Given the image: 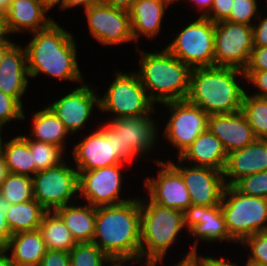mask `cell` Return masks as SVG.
<instances>
[{
    "mask_svg": "<svg viewBox=\"0 0 267 266\" xmlns=\"http://www.w3.org/2000/svg\"><path fill=\"white\" fill-rule=\"evenodd\" d=\"M25 51L29 77L43 73L61 80L82 81L74 38L55 21L48 28L34 32Z\"/></svg>",
    "mask_w": 267,
    "mask_h": 266,
    "instance_id": "1",
    "label": "cell"
},
{
    "mask_svg": "<svg viewBox=\"0 0 267 266\" xmlns=\"http://www.w3.org/2000/svg\"><path fill=\"white\" fill-rule=\"evenodd\" d=\"M140 198L96 208L95 243L108 257L140 256Z\"/></svg>",
    "mask_w": 267,
    "mask_h": 266,
    "instance_id": "2",
    "label": "cell"
},
{
    "mask_svg": "<svg viewBox=\"0 0 267 266\" xmlns=\"http://www.w3.org/2000/svg\"><path fill=\"white\" fill-rule=\"evenodd\" d=\"M238 75L245 78L244 70L223 66L193 68L186 100L209 116L241 111L246 91L238 85Z\"/></svg>",
    "mask_w": 267,
    "mask_h": 266,
    "instance_id": "3",
    "label": "cell"
},
{
    "mask_svg": "<svg viewBox=\"0 0 267 266\" xmlns=\"http://www.w3.org/2000/svg\"><path fill=\"white\" fill-rule=\"evenodd\" d=\"M140 53L141 68L137 75L146 92L151 91L147 93L149 99L158 104L186 100L192 69L166 48L155 53L143 50Z\"/></svg>",
    "mask_w": 267,
    "mask_h": 266,
    "instance_id": "4",
    "label": "cell"
},
{
    "mask_svg": "<svg viewBox=\"0 0 267 266\" xmlns=\"http://www.w3.org/2000/svg\"><path fill=\"white\" fill-rule=\"evenodd\" d=\"M148 201L140 199V255L146 259V266H156L185 227L184 212Z\"/></svg>",
    "mask_w": 267,
    "mask_h": 266,
    "instance_id": "5",
    "label": "cell"
},
{
    "mask_svg": "<svg viewBox=\"0 0 267 266\" xmlns=\"http://www.w3.org/2000/svg\"><path fill=\"white\" fill-rule=\"evenodd\" d=\"M220 207L235 242L241 243L248 236L267 231V198L247 196L226 185Z\"/></svg>",
    "mask_w": 267,
    "mask_h": 266,
    "instance_id": "6",
    "label": "cell"
},
{
    "mask_svg": "<svg viewBox=\"0 0 267 266\" xmlns=\"http://www.w3.org/2000/svg\"><path fill=\"white\" fill-rule=\"evenodd\" d=\"M150 113L137 117L112 118L102 125L114 137L116 156L123 163L145 155L156 142L157 129Z\"/></svg>",
    "mask_w": 267,
    "mask_h": 266,
    "instance_id": "7",
    "label": "cell"
},
{
    "mask_svg": "<svg viewBox=\"0 0 267 266\" xmlns=\"http://www.w3.org/2000/svg\"><path fill=\"white\" fill-rule=\"evenodd\" d=\"M215 23L205 16L184 27L166 49L191 69L215 66Z\"/></svg>",
    "mask_w": 267,
    "mask_h": 266,
    "instance_id": "8",
    "label": "cell"
},
{
    "mask_svg": "<svg viewBox=\"0 0 267 266\" xmlns=\"http://www.w3.org/2000/svg\"><path fill=\"white\" fill-rule=\"evenodd\" d=\"M116 77L105 95L99 98V109L115 113V118L144 116L154 112L137 73L116 72Z\"/></svg>",
    "mask_w": 267,
    "mask_h": 266,
    "instance_id": "9",
    "label": "cell"
},
{
    "mask_svg": "<svg viewBox=\"0 0 267 266\" xmlns=\"http://www.w3.org/2000/svg\"><path fill=\"white\" fill-rule=\"evenodd\" d=\"M33 180V196L48 212L56 211L71 203L79 193L78 171L66 162L46 170L38 171Z\"/></svg>",
    "mask_w": 267,
    "mask_h": 266,
    "instance_id": "10",
    "label": "cell"
},
{
    "mask_svg": "<svg viewBox=\"0 0 267 266\" xmlns=\"http://www.w3.org/2000/svg\"><path fill=\"white\" fill-rule=\"evenodd\" d=\"M253 47L252 26L227 20L215 23V66L244 70Z\"/></svg>",
    "mask_w": 267,
    "mask_h": 266,
    "instance_id": "11",
    "label": "cell"
},
{
    "mask_svg": "<svg viewBox=\"0 0 267 266\" xmlns=\"http://www.w3.org/2000/svg\"><path fill=\"white\" fill-rule=\"evenodd\" d=\"M163 104L169 107L171 113L164 136L170 144L179 149L180 155L201 133L208 130L209 115L187 100Z\"/></svg>",
    "mask_w": 267,
    "mask_h": 266,
    "instance_id": "12",
    "label": "cell"
},
{
    "mask_svg": "<svg viewBox=\"0 0 267 266\" xmlns=\"http://www.w3.org/2000/svg\"><path fill=\"white\" fill-rule=\"evenodd\" d=\"M122 164L78 172L80 196L93 207L121 204L132 199H120Z\"/></svg>",
    "mask_w": 267,
    "mask_h": 266,
    "instance_id": "13",
    "label": "cell"
},
{
    "mask_svg": "<svg viewBox=\"0 0 267 266\" xmlns=\"http://www.w3.org/2000/svg\"><path fill=\"white\" fill-rule=\"evenodd\" d=\"M90 34L103 45L133 40L130 13L98 2L85 9Z\"/></svg>",
    "mask_w": 267,
    "mask_h": 266,
    "instance_id": "14",
    "label": "cell"
},
{
    "mask_svg": "<svg viewBox=\"0 0 267 266\" xmlns=\"http://www.w3.org/2000/svg\"><path fill=\"white\" fill-rule=\"evenodd\" d=\"M182 176L192 205H220L226 187L222 171L206 167H184L168 161Z\"/></svg>",
    "mask_w": 267,
    "mask_h": 266,
    "instance_id": "15",
    "label": "cell"
},
{
    "mask_svg": "<svg viewBox=\"0 0 267 266\" xmlns=\"http://www.w3.org/2000/svg\"><path fill=\"white\" fill-rule=\"evenodd\" d=\"M156 162L161 168L157 177L145 181L149 199L162 207L184 212L192 203L181 174L169 162Z\"/></svg>",
    "mask_w": 267,
    "mask_h": 266,
    "instance_id": "16",
    "label": "cell"
},
{
    "mask_svg": "<svg viewBox=\"0 0 267 266\" xmlns=\"http://www.w3.org/2000/svg\"><path fill=\"white\" fill-rule=\"evenodd\" d=\"M73 154L78 172L123 164L116 156L114 137L101 125L75 145Z\"/></svg>",
    "mask_w": 267,
    "mask_h": 266,
    "instance_id": "17",
    "label": "cell"
},
{
    "mask_svg": "<svg viewBox=\"0 0 267 266\" xmlns=\"http://www.w3.org/2000/svg\"><path fill=\"white\" fill-rule=\"evenodd\" d=\"M80 84V87L48 106L71 133H76L90 119L94 104L99 108L100 97L89 85Z\"/></svg>",
    "mask_w": 267,
    "mask_h": 266,
    "instance_id": "18",
    "label": "cell"
},
{
    "mask_svg": "<svg viewBox=\"0 0 267 266\" xmlns=\"http://www.w3.org/2000/svg\"><path fill=\"white\" fill-rule=\"evenodd\" d=\"M184 225L187 233L196 237L197 240L235 241L229 234L225 218L220 205L216 206H197L190 205L184 211ZM199 238V239H198Z\"/></svg>",
    "mask_w": 267,
    "mask_h": 266,
    "instance_id": "19",
    "label": "cell"
},
{
    "mask_svg": "<svg viewBox=\"0 0 267 266\" xmlns=\"http://www.w3.org/2000/svg\"><path fill=\"white\" fill-rule=\"evenodd\" d=\"M208 130L222 142L227 154L242 149L256 140L242 111L210 115Z\"/></svg>",
    "mask_w": 267,
    "mask_h": 266,
    "instance_id": "20",
    "label": "cell"
},
{
    "mask_svg": "<svg viewBox=\"0 0 267 266\" xmlns=\"http://www.w3.org/2000/svg\"><path fill=\"white\" fill-rule=\"evenodd\" d=\"M266 170L267 144L263 139H256L252 144L228 153L223 176L225 184L227 186H233L244 176Z\"/></svg>",
    "mask_w": 267,
    "mask_h": 266,
    "instance_id": "21",
    "label": "cell"
},
{
    "mask_svg": "<svg viewBox=\"0 0 267 266\" xmlns=\"http://www.w3.org/2000/svg\"><path fill=\"white\" fill-rule=\"evenodd\" d=\"M47 11L41 0H12L5 14L8 35L23 30L34 33L48 28L54 20L46 16Z\"/></svg>",
    "mask_w": 267,
    "mask_h": 266,
    "instance_id": "22",
    "label": "cell"
},
{
    "mask_svg": "<svg viewBox=\"0 0 267 266\" xmlns=\"http://www.w3.org/2000/svg\"><path fill=\"white\" fill-rule=\"evenodd\" d=\"M25 48L15 44L0 63V90L15 98L21 105L28 86V67Z\"/></svg>",
    "mask_w": 267,
    "mask_h": 266,
    "instance_id": "23",
    "label": "cell"
},
{
    "mask_svg": "<svg viewBox=\"0 0 267 266\" xmlns=\"http://www.w3.org/2000/svg\"><path fill=\"white\" fill-rule=\"evenodd\" d=\"M227 152L222 142L209 130L201 133L179 156L178 162L192 161L194 166L224 171Z\"/></svg>",
    "mask_w": 267,
    "mask_h": 266,
    "instance_id": "24",
    "label": "cell"
},
{
    "mask_svg": "<svg viewBox=\"0 0 267 266\" xmlns=\"http://www.w3.org/2000/svg\"><path fill=\"white\" fill-rule=\"evenodd\" d=\"M4 249L12 250L10 259L15 266H39L47 252L39 230L13 234Z\"/></svg>",
    "mask_w": 267,
    "mask_h": 266,
    "instance_id": "25",
    "label": "cell"
},
{
    "mask_svg": "<svg viewBox=\"0 0 267 266\" xmlns=\"http://www.w3.org/2000/svg\"><path fill=\"white\" fill-rule=\"evenodd\" d=\"M166 5L156 0H135L129 10L134 41L140 34L154 38L160 31Z\"/></svg>",
    "mask_w": 267,
    "mask_h": 266,
    "instance_id": "26",
    "label": "cell"
},
{
    "mask_svg": "<svg viewBox=\"0 0 267 266\" xmlns=\"http://www.w3.org/2000/svg\"><path fill=\"white\" fill-rule=\"evenodd\" d=\"M55 212L62 218L76 243L93 241L96 207L90 204H85V206L68 204Z\"/></svg>",
    "mask_w": 267,
    "mask_h": 266,
    "instance_id": "27",
    "label": "cell"
},
{
    "mask_svg": "<svg viewBox=\"0 0 267 266\" xmlns=\"http://www.w3.org/2000/svg\"><path fill=\"white\" fill-rule=\"evenodd\" d=\"M48 211L35 199L19 204H11L6 212V221L11 234L39 229Z\"/></svg>",
    "mask_w": 267,
    "mask_h": 266,
    "instance_id": "28",
    "label": "cell"
},
{
    "mask_svg": "<svg viewBox=\"0 0 267 266\" xmlns=\"http://www.w3.org/2000/svg\"><path fill=\"white\" fill-rule=\"evenodd\" d=\"M68 133L63 122L49 107L35 112L33 115V129L30 139L56 145L64 150V139Z\"/></svg>",
    "mask_w": 267,
    "mask_h": 266,
    "instance_id": "29",
    "label": "cell"
},
{
    "mask_svg": "<svg viewBox=\"0 0 267 266\" xmlns=\"http://www.w3.org/2000/svg\"><path fill=\"white\" fill-rule=\"evenodd\" d=\"M3 156L8 173H15L32 177L35 175V164L26 135L12 138L5 141ZM8 142V143H7Z\"/></svg>",
    "mask_w": 267,
    "mask_h": 266,
    "instance_id": "30",
    "label": "cell"
},
{
    "mask_svg": "<svg viewBox=\"0 0 267 266\" xmlns=\"http://www.w3.org/2000/svg\"><path fill=\"white\" fill-rule=\"evenodd\" d=\"M47 250L70 252L77 244L62 218L55 212H47L39 225Z\"/></svg>",
    "mask_w": 267,
    "mask_h": 266,
    "instance_id": "31",
    "label": "cell"
},
{
    "mask_svg": "<svg viewBox=\"0 0 267 266\" xmlns=\"http://www.w3.org/2000/svg\"><path fill=\"white\" fill-rule=\"evenodd\" d=\"M256 139L267 138V98L245 94L242 109Z\"/></svg>",
    "mask_w": 267,
    "mask_h": 266,
    "instance_id": "32",
    "label": "cell"
},
{
    "mask_svg": "<svg viewBox=\"0 0 267 266\" xmlns=\"http://www.w3.org/2000/svg\"><path fill=\"white\" fill-rule=\"evenodd\" d=\"M0 193L11 204H19L34 199L32 177L8 173L0 186Z\"/></svg>",
    "mask_w": 267,
    "mask_h": 266,
    "instance_id": "33",
    "label": "cell"
},
{
    "mask_svg": "<svg viewBox=\"0 0 267 266\" xmlns=\"http://www.w3.org/2000/svg\"><path fill=\"white\" fill-rule=\"evenodd\" d=\"M28 144L35 164V174L38 171L56 167L64 162L62 160L63 149L56 145L30 139Z\"/></svg>",
    "mask_w": 267,
    "mask_h": 266,
    "instance_id": "34",
    "label": "cell"
},
{
    "mask_svg": "<svg viewBox=\"0 0 267 266\" xmlns=\"http://www.w3.org/2000/svg\"><path fill=\"white\" fill-rule=\"evenodd\" d=\"M71 266H105L109 258L95 243H77L69 252Z\"/></svg>",
    "mask_w": 267,
    "mask_h": 266,
    "instance_id": "35",
    "label": "cell"
},
{
    "mask_svg": "<svg viewBox=\"0 0 267 266\" xmlns=\"http://www.w3.org/2000/svg\"><path fill=\"white\" fill-rule=\"evenodd\" d=\"M233 186L244 195L267 198V170L244 176Z\"/></svg>",
    "mask_w": 267,
    "mask_h": 266,
    "instance_id": "36",
    "label": "cell"
},
{
    "mask_svg": "<svg viewBox=\"0 0 267 266\" xmlns=\"http://www.w3.org/2000/svg\"><path fill=\"white\" fill-rule=\"evenodd\" d=\"M253 17L255 20L260 18L256 0H233L230 16L226 20L252 26Z\"/></svg>",
    "mask_w": 267,
    "mask_h": 266,
    "instance_id": "37",
    "label": "cell"
},
{
    "mask_svg": "<svg viewBox=\"0 0 267 266\" xmlns=\"http://www.w3.org/2000/svg\"><path fill=\"white\" fill-rule=\"evenodd\" d=\"M241 243L246 247L248 244L251 250L247 262L258 266H267V231L248 236Z\"/></svg>",
    "mask_w": 267,
    "mask_h": 266,
    "instance_id": "38",
    "label": "cell"
},
{
    "mask_svg": "<svg viewBox=\"0 0 267 266\" xmlns=\"http://www.w3.org/2000/svg\"><path fill=\"white\" fill-rule=\"evenodd\" d=\"M13 119H25L23 106L15 98L0 90V123L5 125Z\"/></svg>",
    "mask_w": 267,
    "mask_h": 266,
    "instance_id": "39",
    "label": "cell"
},
{
    "mask_svg": "<svg viewBox=\"0 0 267 266\" xmlns=\"http://www.w3.org/2000/svg\"><path fill=\"white\" fill-rule=\"evenodd\" d=\"M244 71H267V46H254Z\"/></svg>",
    "mask_w": 267,
    "mask_h": 266,
    "instance_id": "40",
    "label": "cell"
},
{
    "mask_svg": "<svg viewBox=\"0 0 267 266\" xmlns=\"http://www.w3.org/2000/svg\"><path fill=\"white\" fill-rule=\"evenodd\" d=\"M232 3L233 0H214L210 12L205 17L213 23L226 20L230 16Z\"/></svg>",
    "mask_w": 267,
    "mask_h": 266,
    "instance_id": "41",
    "label": "cell"
},
{
    "mask_svg": "<svg viewBox=\"0 0 267 266\" xmlns=\"http://www.w3.org/2000/svg\"><path fill=\"white\" fill-rule=\"evenodd\" d=\"M11 203L0 193V249H4L12 236L6 221V212Z\"/></svg>",
    "mask_w": 267,
    "mask_h": 266,
    "instance_id": "42",
    "label": "cell"
},
{
    "mask_svg": "<svg viewBox=\"0 0 267 266\" xmlns=\"http://www.w3.org/2000/svg\"><path fill=\"white\" fill-rule=\"evenodd\" d=\"M39 266H71L69 252L47 250Z\"/></svg>",
    "mask_w": 267,
    "mask_h": 266,
    "instance_id": "43",
    "label": "cell"
},
{
    "mask_svg": "<svg viewBox=\"0 0 267 266\" xmlns=\"http://www.w3.org/2000/svg\"><path fill=\"white\" fill-rule=\"evenodd\" d=\"M246 80L260 89L255 96L267 98V71H244Z\"/></svg>",
    "mask_w": 267,
    "mask_h": 266,
    "instance_id": "44",
    "label": "cell"
},
{
    "mask_svg": "<svg viewBox=\"0 0 267 266\" xmlns=\"http://www.w3.org/2000/svg\"><path fill=\"white\" fill-rule=\"evenodd\" d=\"M257 25H252L253 45L265 47L267 46V16L259 21Z\"/></svg>",
    "mask_w": 267,
    "mask_h": 266,
    "instance_id": "45",
    "label": "cell"
},
{
    "mask_svg": "<svg viewBox=\"0 0 267 266\" xmlns=\"http://www.w3.org/2000/svg\"><path fill=\"white\" fill-rule=\"evenodd\" d=\"M196 246L197 242L194 243L190 251L175 266H201V256H197Z\"/></svg>",
    "mask_w": 267,
    "mask_h": 266,
    "instance_id": "46",
    "label": "cell"
},
{
    "mask_svg": "<svg viewBox=\"0 0 267 266\" xmlns=\"http://www.w3.org/2000/svg\"><path fill=\"white\" fill-rule=\"evenodd\" d=\"M135 0H99L104 5L124 10H130Z\"/></svg>",
    "mask_w": 267,
    "mask_h": 266,
    "instance_id": "47",
    "label": "cell"
},
{
    "mask_svg": "<svg viewBox=\"0 0 267 266\" xmlns=\"http://www.w3.org/2000/svg\"><path fill=\"white\" fill-rule=\"evenodd\" d=\"M201 266H238L235 263L225 261L223 257L216 259L213 257H202L201 256Z\"/></svg>",
    "mask_w": 267,
    "mask_h": 266,
    "instance_id": "48",
    "label": "cell"
},
{
    "mask_svg": "<svg viewBox=\"0 0 267 266\" xmlns=\"http://www.w3.org/2000/svg\"><path fill=\"white\" fill-rule=\"evenodd\" d=\"M143 257L140 255V256H134V257H109L107 259V263H111L110 266H126V265H121L122 263L126 262V261H129V260H138V262L141 260L143 261L142 259ZM120 262V263H119ZM109 266V265H108Z\"/></svg>",
    "mask_w": 267,
    "mask_h": 266,
    "instance_id": "49",
    "label": "cell"
},
{
    "mask_svg": "<svg viewBox=\"0 0 267 266\" xmlns=\"http://www.w3.org/2000/svg\"><path fill=\"white\" fill-rule=\"evenodd\" d=\"M99 0H65V9L71 7L82 5L86 8H89L91 5L98 3Z\"/></svg>",
    "mask_w": 267,
    "mask_h": 266,
    "instance_id": "50",
    "label": "cell"
},
{
    "mask_svg": "<svg viewBox=\"0 0 267 266\" xmlns=\"http://www.w3.org/2000/svg\"><path fill=\"white\" fill-rule=\"evenodd\" d=\"M188 1H190L192 3L194 2V4H196V6H198V9H200V10L204 9L205 10V12L203 14H201V16H206L210 12V10L213 6V3H214V0H188Z\"/></svg>",
    "mask_w": 267,
    "mask_h": 266,
    "instance_id": "51",
    "label": "cell"
},
{
    "mask_svg": "<svg viewBox=\"0 0 267 266\" xmlns=\"http://www.w3.org/2000/svg\"><path fill=\"white\" fill-rule=\"evenodd\" d=\"M9 39L0 42V63L3 60L5 54L15 45Z\"/></svg>",
    "mask_w": 267,
    "mask_h": 266,
    "instance_id": "52",
    "label": "cell"
},
{
    "mask_svg": "<svg viewBox=\"0 0 267 266\" xmlns=\"http://www.w3.org/2000/svg\"><path fill=\"white\" fill-rule=\"evenodd\" d=\"M7 34L5 15L0 14V42L9 38Z\"/></svg>",
    "mask_w": 267,
    "mask_h": 266,
    "instance_id": "53",
    "label": "cell"
},
{
    "mask_svg": "<svg viewBox=\"0 0 267 266\" xmlns=\"http://www.w3.org/2000/svg\"><path fill=\"white\" fill-rule=\"evenodd\" d=\"M8 174L3 153H0V186Z\"/></svg>",
    "mask_w": 267,
    "mask_h": 266,
    "instance_id": "54",
    "label": "cell"
},
{
    "mask_svg": "<svg viewBox=\"0 0 267 266\" xmlns=\"http://www.w3.org/2000/svg\"><path fill=\"white\" fill-rule=\"evenodd\" d=\"M6 252L5 249H0V266H15Z\"/></svg>",
    "mask_w": 267,
    "mask_h": 266,
    "instance_id": "55",
    "label": "cell"
},
{
    "mask_svg": "<svg viewBox=\"0 0 267 266\" xmlns=\"http://www.w3.org/2000/svg\"><path fill=\"white\" fill-rule=\"evenodd\" d=\"M41 2L47 9H52L56 4H59L61 9H65V0H41Z\"/></svg>",
    "mask_w": 267,
    "mask_h": 266,
    "instance_id": "56",
    "label": "cell"
},
{
    "mask_svg": "<svg viewBox=\"0 0 267 266\" xmlns=\"http://www.w3.org/2000/svg\"><path fill=\"white\" fill-rule=\"evenodd\" d=\"M12 0H0V14L5 15L11 6Z\"/></svg>",
    "mask_w": 267,
    "mask_h": 266,
    "instance_id": "57",
    "label": "cell"
},
{
    "mask_svg": "<svg viewBox=\"0 0 267 266\" xmlns=\"http://www.w3.org/2000/svg\"><path fill=\"white\" fill-rule=\"evenodd\" d=\"M4 125L2 124V123H0V153H3V148H4V143H3V140H2V138H1V130H2V127H3Z\"/></svg>",
    "mask_w": 267,
    "mask_h": 266,
    "instance_id": "58",
    "label": "cell"
},
{
    "mask_svg": "<svg viewBox=\"0 0 267 266\" xmlns=\"http://www.w3.org/2000/svg\"><path fill=\"white\" fill-rule=\"evenodd\" d=\"M156 1H159V2H162V3H164L167 7H168V5L169 4H171L173 1L175 2H179V0H156ZM181 1V0H180Z\"/></svg>",
    "mask_w": 267,
    "mask_h": 266,
    "instance_id": "59",
    "label": "cell"
},
{
    "mask_svg": "<svg viewBox=\"0 0 267 266\" xmlns=\"http://www.w3.org/2000/svg\"><path fill=\"white\" fill-rule=\"evenodd\" d=\"M247 264H245L246 266H258V265H255V264H252V263H249V262H246Z\"/></svg>",
    "mask_w": 267,
    "mask_h": 266,
    "instance_id": "60",
    "label": "cell"
}]
</instances>
